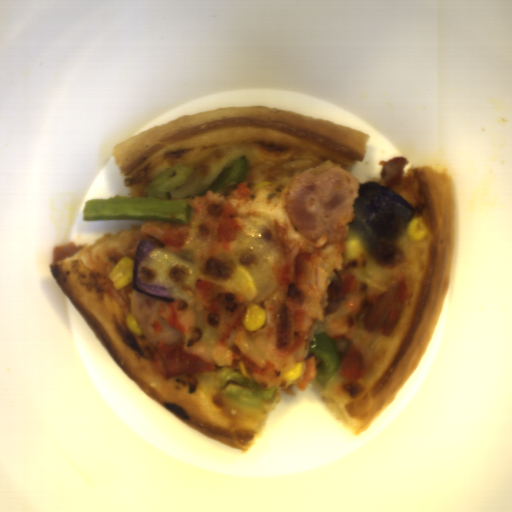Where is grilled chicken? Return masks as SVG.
Returning a JSON list of instances; mask_svg holds the SVG:
<instances>
[{
    "label": "grilled chicken",
    "instance_id": "277b20a1",
    "mask_svg": "<svg viewBox=\"0 0 512 512\" xmlns=\"http://www.w3.org/2000/svg\"><path fill=\"white\" fill-rule=\"evenodd\" d=\"M263 304L268 310L267 349L280 358L301 351L305 343L306 310L289 298H274Z\"/></svg>",
    "mask_w": 512,
    "mask_h": 512
},
{
    "label": "grilled chicken",
    "instance_id": "a9712176",
    "mask_svg": "<svg viewBox=\"0 0 512 512\" xmlns=\"http://www.w3.org/2000/svg\"><path fill=\"white\" fill-rule=\"evenodd\" d=\"M196 290L207 307L220 344L226 345L235 329L244 324L252 299L245 300L239 291L205 280H198Z\"/></svg>",
    "mask_w": 512,
    "mask_h": 512
},
{
    "label": "grilled chicken",
    "instance_id": "7e0887df",
    "mask_svg": "<svg viewBox=\"0 0 512 512\" xmlns=\"http://www.w3.org/2000/svg\"><path fill=\"white\" fill-rule=\"evenodd\" d=\"M409 293V282L404 276L379 294H371L365 303L362 318L366 332L391 335L402 316Z\"/></svg>",
    "mask_w": 512,
    "mask_h": 512
},
{
    "label": "grilled chicken",
    "instance_id": "32c87f6e",
    "mask_svg": "<svg viewBox=\"0 0 512 512\" xmlns=\"http://www.w3.org/2000/svg\"><path fill=\"white\" fill-rule=\"evenodd\" d=\"M152 364L154 373L168 382L184 375L213 373L217 368L214 362L188 350L182 341L176 344L156 343Z\"/></svg>",
    "mask_w": 512,
    "mask_h": 512
},
{
    "label": "grilled chicken",
    "instance_id": "f79808b3",
    "mask_svg": "<svg viewBox=\"0 0 512 512\" xmlns=\"http://www.w3.org/2000/svg\"><path fill=\"white\" fill-rule=\"evenodd\" d=\"M271 223L282 249L281 256L271 265L275 281L283 286L310 280L314 257L303 248L302 244L286 238V226H279L275 217Z\"/></svg>",
    "mask_w": 512,
    "mask_h": 512
},
{
    "label": "grilled chicken",
    "instance_id": "82943681",
    "mask_svg": "<svg viewBox=\"0 0 512 512\" xmlns=\"http://www.w3.org/2000/svg\"><path fill=\"white\" fill-rule=\"evenodd\" d=\"M339 353L338 372L349 380H359L366 375L367 366L360 349L345 335L332 338Z\"/></svg>",
    "mask_w": 512,
    "mask_h": 512
},
{
    "label": "grilled chicken",
    "instance_id": "67bb134d",
    "mask_svg": "<svg viewBox=\"0 0 512 512\" xmlns=\"http://www.w3.org/2000/svg\"><path fill=\"white\" fill-rule=\"evenodd\" d=\"M163 324L176 334L186 333L196 323V314L183 300L164 302L155 311Z\"/></svg>",
    "mask_w": 512,
    "mask_h": 512
},
{
    "label": "grilled chicken",
    "instance_id": "289a4c57",
    "mask_svg": "<svg viewBox=\"0 0 512 512\" xmlns=\"http://www.w3.org/2000/svg\"><path fill=\"white\" fill-rule=\"evenodd\" d=\"M237 211L233 205L225 200L222 203V215L220 218V225L217 226L216 232L222 247H231V242L237 240V230L242 229V224L236 219Z\"/></svg>",
    "mask_w": 512,
    "mask_h": 512
},
{
    "label": "grilled chicken",
    "instance_id": "fcddf4c6",
    "mask_svg": "<svg viewBox=\"0 0 512 512\" xmlns=\"http://www.w3.org/2000/svg\"><path fill=\"white\" fill-rule=\"evenodd\" d=\"M189 234V227L183 223H168L159 235L160 242L165 245L180 248Z\"/></svg>",
    "mask_w": 512,
    "mask_h": 512
},
{
    "label": "grilled chicken",
    "instance_id": "2f8b1c66",
    "mask_svg": "<svg viewBox=\"0 0 512 512\" xmlns=\"http://www.w3.org/2000/svg\"><path fill=\"white\" fill-rule=\"evenodd\" d=\"M353 286V277L351 275H343L337 279L330 281L327 290V298L332 302H337L342 297L349 294Z\"/></svg>",
    "mask_w": 512,
    "mask_h": 512
}]
</instances>
